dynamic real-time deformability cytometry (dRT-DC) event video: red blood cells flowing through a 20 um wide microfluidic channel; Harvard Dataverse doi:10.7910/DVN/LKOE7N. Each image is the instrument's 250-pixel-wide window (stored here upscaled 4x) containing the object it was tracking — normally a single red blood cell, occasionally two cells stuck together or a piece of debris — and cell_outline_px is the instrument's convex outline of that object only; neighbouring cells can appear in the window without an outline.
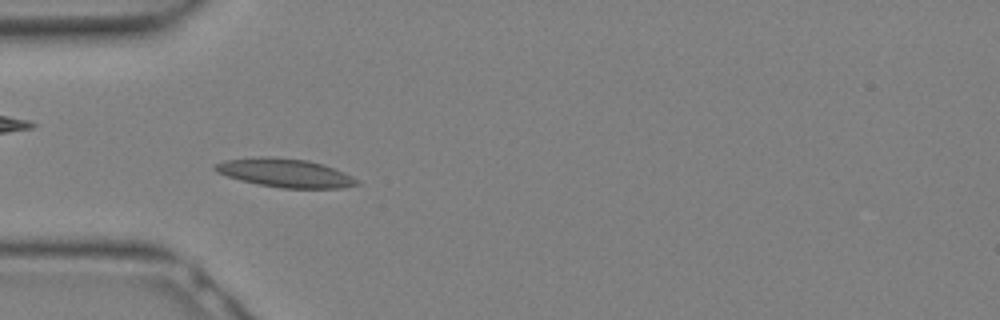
{"species": "Egyptian fruit bat (a non-hibernating species)", "species_latin": "Rousettus aegyptiacus", "temperature_condition": "warm", "stored_images_in_passage": 18, "camera_frame_rate_fps": 3000, "um_per_image_px": 0.085, "animal": {"sex": "female"}, "frame": {"image": 1, "passage_image": 9, "time_ms": 2.667, "image_size_px": [1000, 320], "cell_outline_px": [[360, 184], [344, 188], [280, 188], [240, 180], [216, 172], [212, 168], [212, 164], [224, 160], [260, 156], [268, 156], [308, 160], [324, 164], [344, 172], [360, 180]], "centroid_in_image_um": [24.24, 14.69], "position_along_channel_um": 60.8, "area_um2": 23.87}}
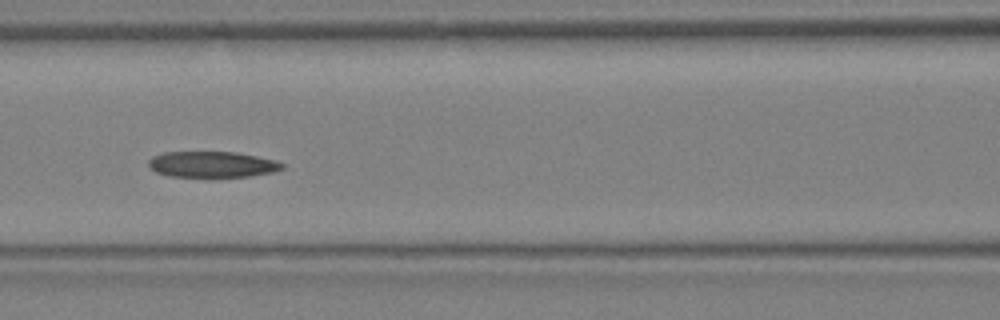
{"frame": {"image": 2, "passage_image": 13, "time_ms": 4.0, "image_size_px": [1000, 320], "cell_outline_px": [[284, 168], [272, 172], [248, 176], [212, 180], [168, 176], [156, 172], [148, 164], [148, 160], [152, 156], [164, 152], [236, 152], [276, 160], [284, 164]], "centroid_in_image_um": [18.01, 14.02], "position_along_channel_um": 148.6, "area_um2": 21.15}}
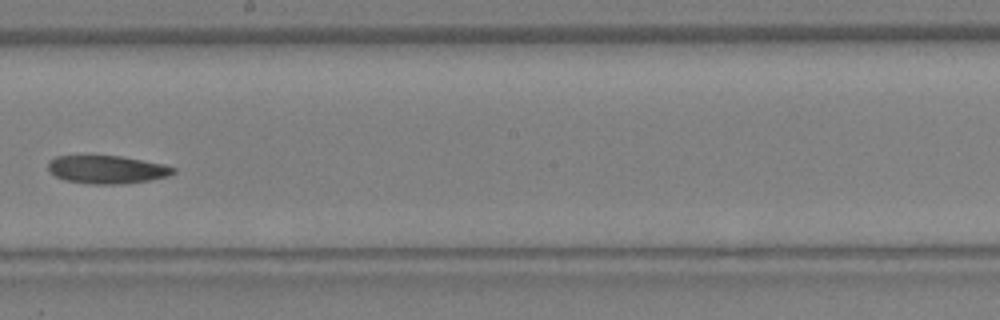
{"frame": {"image": 3, "passage_image": 17, "time_ms": 5.333, "image_size_px": [1000, 320], "cell_outline_px": [[176, 172], [168, 176], [152, 180], [124, 184], [88, 184], [64, 180], [56, 176], [48, 168], [48, 160], [56, 156], [120, 156], [164, 164], [176, 168]], "centroid_in_image_um": [9.11, 14.42], "position_along_channel_um": 239.1, "area_um2": 20.58}}